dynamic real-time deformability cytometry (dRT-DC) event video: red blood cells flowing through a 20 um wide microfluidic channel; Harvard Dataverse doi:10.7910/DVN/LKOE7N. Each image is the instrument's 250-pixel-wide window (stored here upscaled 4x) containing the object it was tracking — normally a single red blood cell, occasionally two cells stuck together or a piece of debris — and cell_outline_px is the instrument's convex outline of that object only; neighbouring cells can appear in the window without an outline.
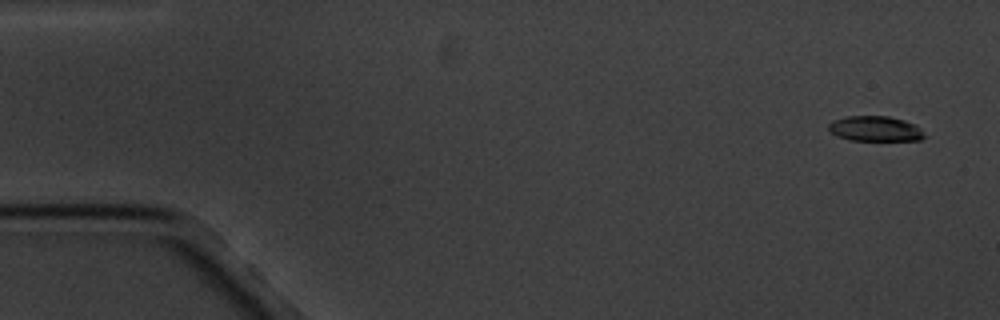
{"species": "common noctule bat (a hibernating species)", "species_latin": "Nyctalus noctula", "temperature_condition": "cold", "stored_images_in_passage": 5, "camera_frame_rate_fps": 3000, "um_per_image_px": 0.085, "animal": {"sex": "male", "body_mass_g": 20.1, "forearm_length_mm": 53.5}, "frame": {"image": 1, "passage_image": 1, "time_ms": 0.0, "image_size_px": [1000, 320], "cell_outline_px": [[928, 136], [920, 140], [848, 140], [832, 132], [828, 128], [828, 124], [832, 120], [844, 116], [888, 116], [904, 120], [916, 124]], "centroid_in_image_um": [74.43, 10.93], "position_along_channel_um": 10.6, "area_um2": 14.16}}
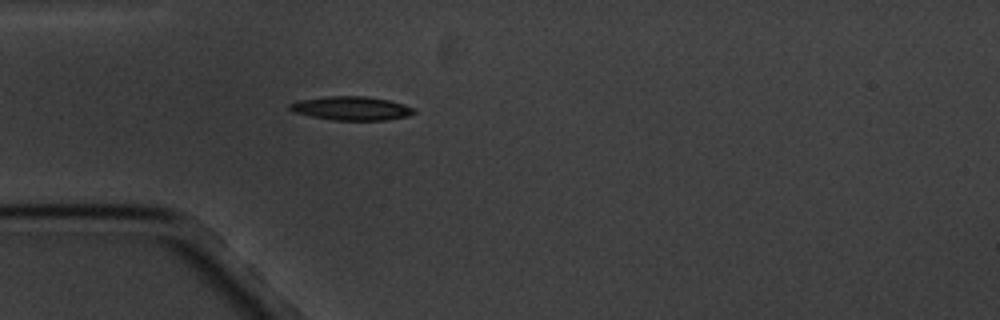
{"frame": {"image": 2, "passage_image": 5, "time_ms": 4.667, "image_size_px": [1000, 320], "cell_outline_px": [[416, 112], [408, 116], [384, 120], [332, 120], [312, 116], [296, 112], [288, 108], [288, 104], [296, 100], [328, 96], [364, 96], [388, 100], [404, 104], [416, 108]], "centroid_in_image_um": [29.88, 9.2], "position_along_channel_um": 55.1, "area_um2": 17.22}}